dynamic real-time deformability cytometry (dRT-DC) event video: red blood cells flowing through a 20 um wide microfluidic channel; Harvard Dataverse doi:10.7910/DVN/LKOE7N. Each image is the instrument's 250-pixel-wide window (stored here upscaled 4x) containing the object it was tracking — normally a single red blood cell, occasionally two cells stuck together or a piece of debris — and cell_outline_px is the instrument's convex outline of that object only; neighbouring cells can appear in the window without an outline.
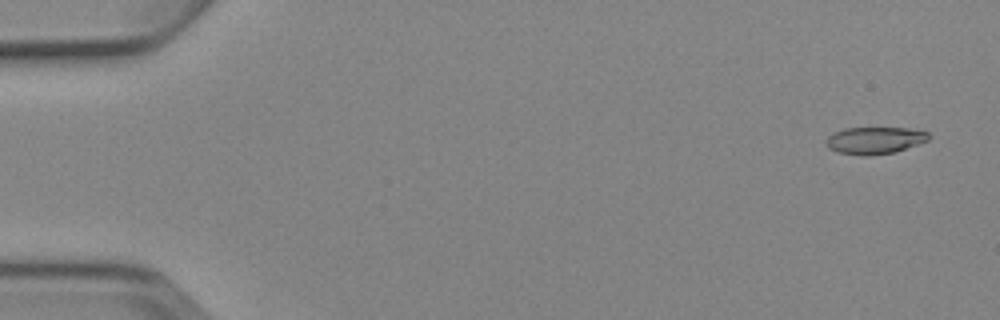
{"species": "Egyptian fruit bat (a non-hibernating species)", "species_latin": "Rousettus aegyptiacus", "temperature_condition": "cold", "stored_images_in_passage": 4, "camera_frame_rate_fps": 3000, "um_per_image_px": 0.085, "animal": {"sex": "female"}, "frame": {"image": 1, "passage_image": 1, "time_ms": 0.0, "image_size_px": [1000, 320], "cell_outline_px": [[928, 140], [896, 152], [868, 156], [864, 156], [836, 152], [828, 148], [824, 144], [824, 140], [828, 136], [844, 128], [908, 128], [928, 132]], "centroid_in_image_um": [74.3, 11.94], "position_along_channel_um": 10.7, "area_um2": 16.24}}
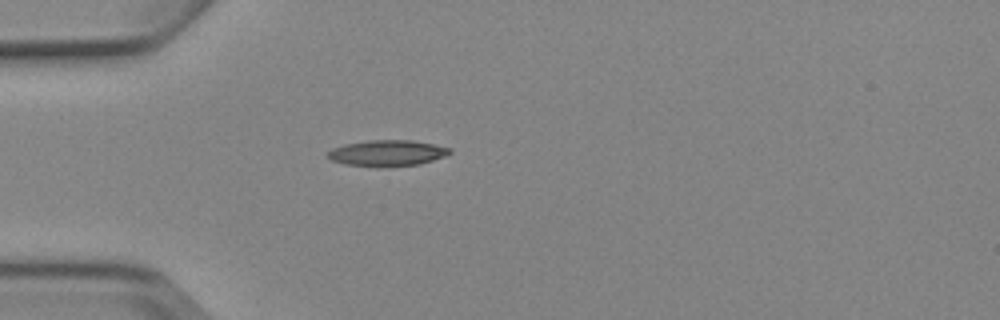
{"frame": {"image": 2, "passage_image": 4, "time_ms": 4.333, "image_size_px": [1000, 320], "cell_outline_px": [[452, 152], [444, 156], [420, 164], [380, 168], [376, 168], [344, 164], [332, 160], [328, 156], [328, 152], [332, 148], [344, 144], [368, 140], [412, 140], [452, 148]], "centroid_in_image_um": [32.9, 13.02], "position_along_channel_um": 52.1, "area_um2": 18.73}}